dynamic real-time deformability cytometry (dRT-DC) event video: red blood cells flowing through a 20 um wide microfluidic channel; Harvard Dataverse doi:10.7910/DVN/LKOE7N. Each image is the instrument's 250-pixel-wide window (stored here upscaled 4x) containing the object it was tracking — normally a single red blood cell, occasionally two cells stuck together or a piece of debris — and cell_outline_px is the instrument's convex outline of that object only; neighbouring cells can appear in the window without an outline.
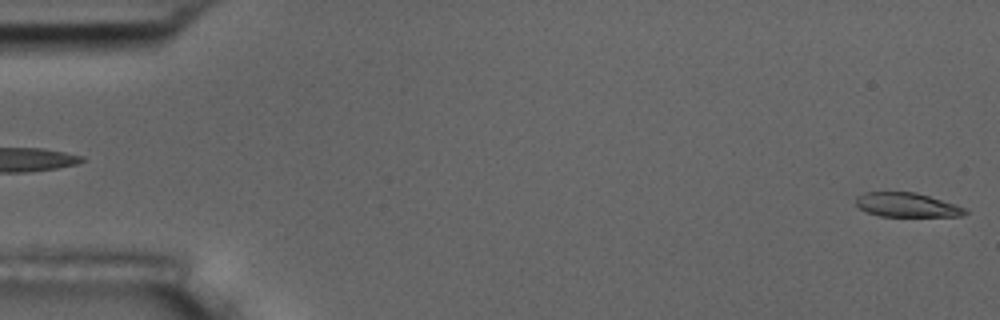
{"species": "common noctule bat (a hibernating species)", "species_latin": "Nyctalus noctula", "temperature_condition": "room temperature", "stored_images_in_passage": 5, "segment_of_instrument_passage": [2, 2], "camera_frame_rate_fps": 3000, "um_per_image_px": 0.085, "animal": {"sex": "male", "body_mass_g": 17.5, "forearm_length_mm": 52.3}, "frame": {"image": 1, "passage_image": 5, "time_ms": 5.667, "image_size_px": [1000, 320], "cell_outline_px": [[968, 212], [964, 216], [880, 216], [868, 212], [860, 208], [856, 204], [856, 196], [864, 192], [916, 192], [956, 204], [968, 208]], "centroid_in_image_um": [77.13, 17.41], "position_along_channel_um": 7.9, "area_um2": 15.49}}